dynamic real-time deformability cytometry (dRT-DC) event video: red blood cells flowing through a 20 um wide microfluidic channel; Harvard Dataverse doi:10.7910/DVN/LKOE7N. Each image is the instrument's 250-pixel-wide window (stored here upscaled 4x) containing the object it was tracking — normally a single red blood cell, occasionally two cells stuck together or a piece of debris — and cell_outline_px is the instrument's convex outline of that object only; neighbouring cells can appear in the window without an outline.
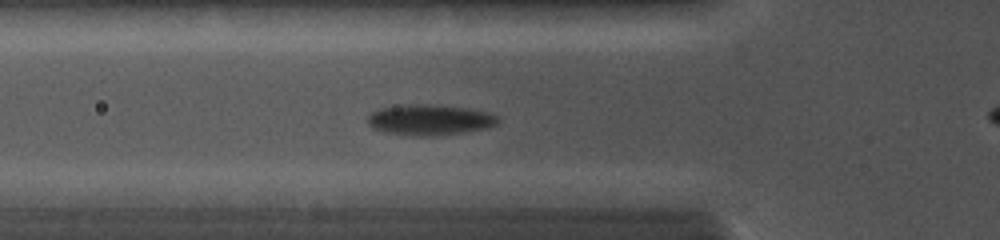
{"species": "common noctule bat (a hibernating species)", "species_latin": "Nyctalus noctula", "temperature_condition": "cold", "stored_images_in_passage": 28, "camera_frame_rate_fps": 5000, "um_per_image_px": 0.085, "animal": {"sex": "female", "body_mass_g": 19.0, "forearm_length_mm": 56.7}, "frame": {"image": 1, "passage_image": 10, "time_ms": 4.4, "image_size_px": [1000, 240], "cell_outline_px": [[500, 120], [496, 124], [488, 128], [464, 132], [428, 136], [416, 136], [388, 132], [372, 128], [368, 124], [368, 116], [372, 112], [380, 108], [404, 104], [428, 104], [468, 108], [488, 112], [496, 116]], "centroid_in_image_um": [36.53, 10.18], "position_along_channel_um": 89.3, "area_um2": 23.18}}
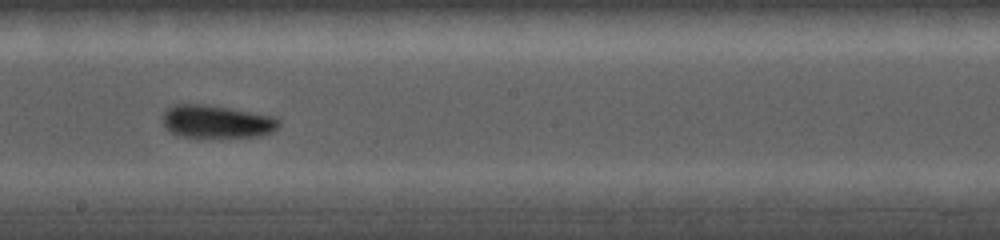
{"frame": {"image": 2, "passage_image": 17, "time_ms": 7.6, "image_size_px": [1000, 240], "cell_outline_px": [[280, 124], [272, 132], [260, 136], [180, 136], [172, 132], [164, 124], [164, 112], [168, 108], [176, 104], [204, 104], [276, 116], [280, 120]], "centroid_in_image_um": [18.47, 10.32], "position_along_channel_um": 229.7, "area_um2": 21.79}}
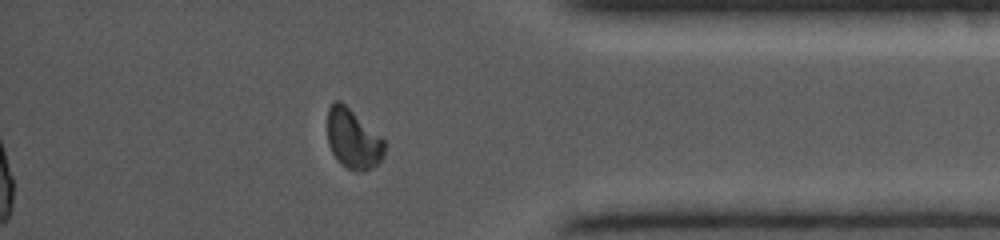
{"frame": {"image": 3, "passage_image": 24, "time_ms": 11.8, "image_size_px": [1000, 240], "cell_outline_px": [[384, 156], [372, 168], [356, 172], [340, 164], [336, 160], [328, 144], [328, 108], [336, 100], [340, 100], [384, 140]], "centroid_in_image_um": [29.99, 11.84], "position_along_channel_um": 405.2, "area_um2": 19.54}}